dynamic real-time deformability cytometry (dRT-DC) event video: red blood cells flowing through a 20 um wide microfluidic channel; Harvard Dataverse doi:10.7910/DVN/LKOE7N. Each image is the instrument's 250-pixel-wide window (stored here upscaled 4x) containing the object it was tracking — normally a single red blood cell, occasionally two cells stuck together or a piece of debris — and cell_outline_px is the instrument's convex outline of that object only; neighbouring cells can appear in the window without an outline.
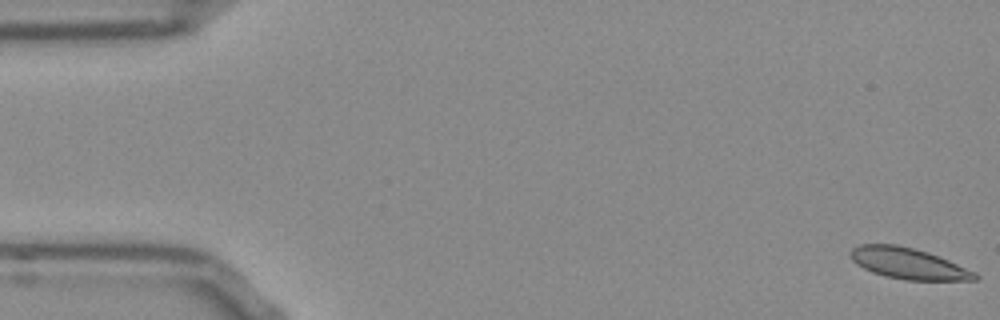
{"species": "Egyptian fruit bat (a non-hibernating species)", "species_latin": "Rousettus aegyptiacus", "temperature_condition": "room temperature", "stored_images_in_passage": 53, "camera_frame_rate_fps": 3000, "um_per_image_px": 0.085, "frame": {"image": 1, "passage_image": 1, "time_ms": 0.0, "image_size_px": [1000, 320], "cell_outline_px": [[980, 276], [976, 280], [904, 280], [884, 276], [872, 272], [856, 264], [852, 260], [852, 248], [860, 244], [896, 244], [928, 252], [940, 256], [976, 272]], "centroid_in_image_um": [77.24, 22.4], "position_along_channel_um": 7.8, "area_um2": 22.54}}
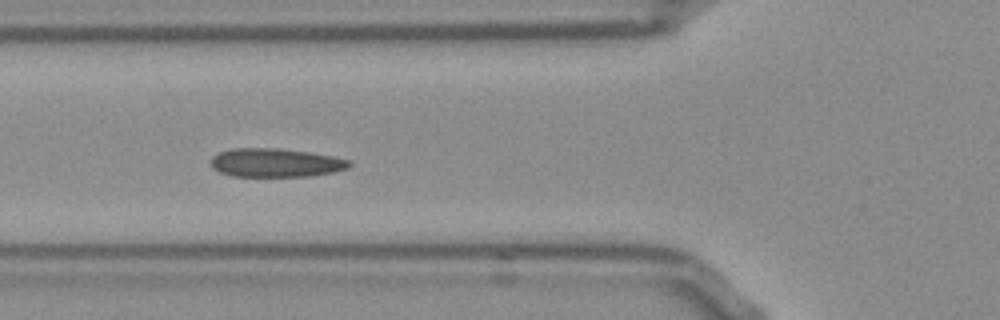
{"frame": {"image": 2, "passage_image": 19, "time_ms": 6.0, "image_size_px": [1000, 320], "cell_outline_px": [[352, 164], [348, 168], [332, 172], [312, 176], [232, 176], [220, 172], [212, 168], [212, 156], [220, 152], [232, 148], [276, 148], [308, 152], [332, 156], [348, 160]], "centroid_in_image_um": [23.41, 13.83], "position_along_channel_um": 102.4, "area_um2": 22.95}}
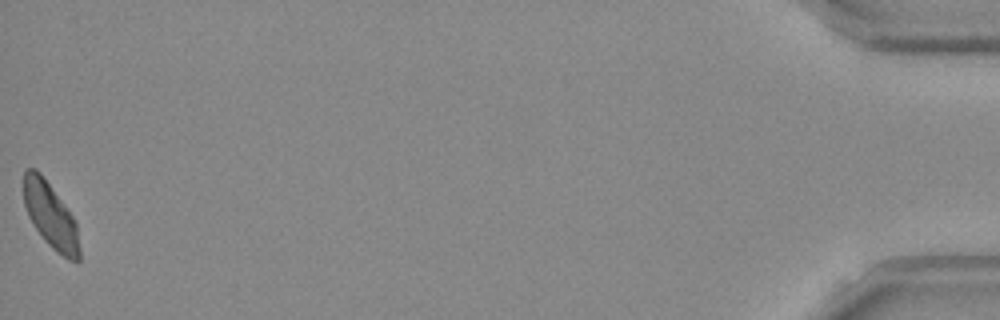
{"frame": {"image": 3, "passage_image": 53, "time_ms": 17.333, "image_size_px": [1000, 320], "cell_outline_px": [[80, 260], [68, 260], [52, 248], [44, 240], [32, 224], [28, 216], [24, 204], [24, 168], [36, 168], [40, 172], [72, 216], [76, 224], [80, 248]], "centroid_in_image_um": [4.27, 18.33], "position_along_channel_um": 430.9, "area_um2": 21.04}, "authors_computed_cell_mechanics": {"area_um2": 22.7154, "velocity_mm_per_s": 3.8148, "shape_relaxation_time_tau1_ms": null, "shape_relaxation_time_tau2_ms": 2.7895, "deformation_change_tau1": null, "deformation_change_tau2": 0.0706}}